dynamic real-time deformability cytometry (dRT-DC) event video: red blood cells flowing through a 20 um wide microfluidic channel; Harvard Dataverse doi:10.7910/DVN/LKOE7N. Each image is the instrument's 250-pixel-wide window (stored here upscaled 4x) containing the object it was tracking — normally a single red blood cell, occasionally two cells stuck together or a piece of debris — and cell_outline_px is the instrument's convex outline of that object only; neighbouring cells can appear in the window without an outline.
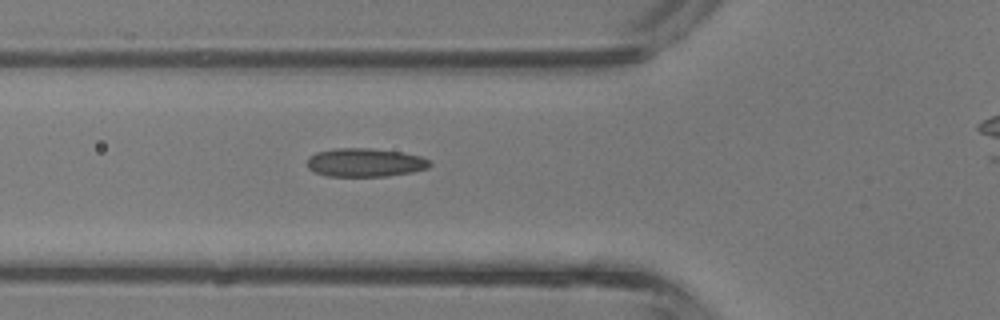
{"species": "common noctule bat (a hibernating species)", "species_latin": "Nyctalus noctula", "temperature_condition": "room temperature", "stored_images_in_passage": 26, "camera_frame_rate_fps": 3000, "um_per_image_px": 0.085, "animal": {"sex": "male", "body_mass_g": 13.3}, "frame": {"image": 1, "passage_image": 3, "time_ms": 0.667, "image_size_px": [1000, 320], "cell_outline_px": [[432, 164], [428, 168], [412, 172], [388, 176], [328, 176], [316, 172], [308, 168], [308, 156], [316, 152], [336, 148], [372, 148], [400, 152], [420, 156], [428, 160]], "centroid_in_image_um": [31.03, 13.81], "position_along_channel_um": 94.8, "area_um2": 20.35}}
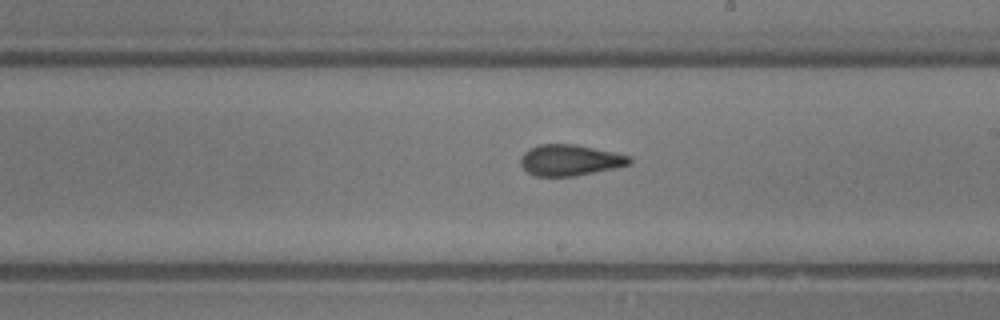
{"frame": {"image": 2, "passage_image": 12, "time_ms": 3.667, "image_size_px": [1000, 320], "cell_outline_px": [[632, 164], [576, 176], [536, 176], [528, 172], [520, 164], [520, 156], [528, 148], [540, 144], [576, 144], [632, 156]], "centroid_in_image_um": [48.45, 13.6], "position_along_channel_um": 240.6, "area_um2": 19.83}}
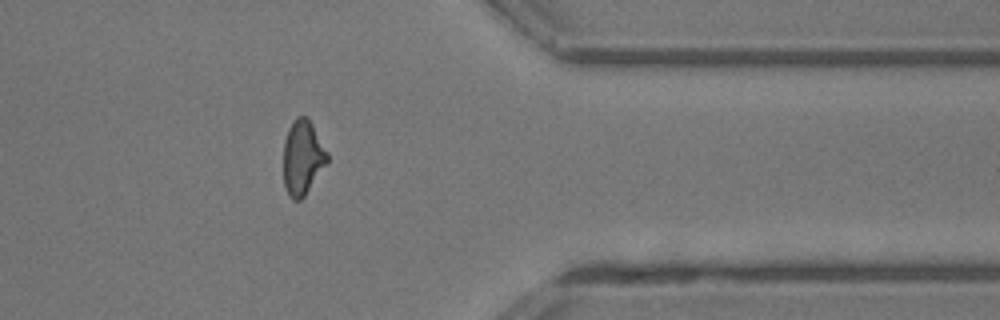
{"frame": {"image": 3, "passage_image": 22, "time_ms": 7.0, "image_size_px": [1000, 320], "cell_outline_px": [[328, 164], [304, 196], [300, 200], [292, 200], [288, 196], [284, 184], [284, 140], [288, 128], [296, 116], [308, 116], [328, 152]], "centroid_in_image_um": [25.73, 13.38], "position_along_channel_um": 385.7, "area_um2": 19.36}, "authors_computed_cell_mechanics": {"area_um2": 19.652, "velocity_mm_per_s": 4.8445, "shape_relaxation_time_tau1_ms": 10.3131, "shape_relaxation_time_tau2_ms": 1.2698, "deformation_change_tau1": 0.225, "deformation_change_tau2": 0.0905}}